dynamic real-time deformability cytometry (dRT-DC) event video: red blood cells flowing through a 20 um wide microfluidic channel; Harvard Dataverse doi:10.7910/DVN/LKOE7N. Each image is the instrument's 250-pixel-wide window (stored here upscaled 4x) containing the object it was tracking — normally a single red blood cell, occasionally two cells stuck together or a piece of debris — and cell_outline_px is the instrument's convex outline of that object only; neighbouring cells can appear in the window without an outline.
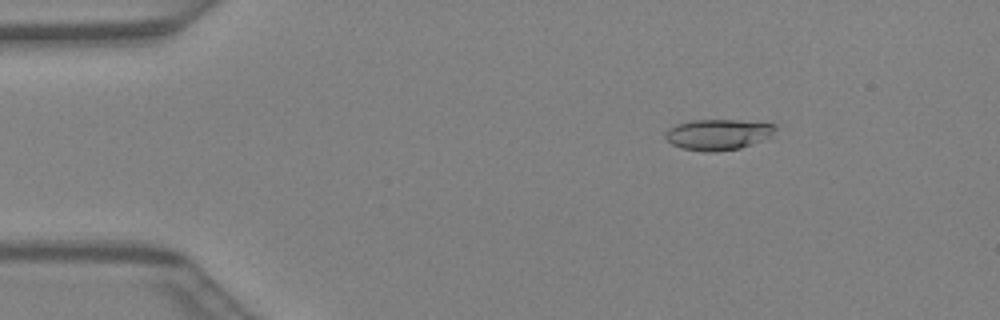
{"species": "Egyptian fruit bat (a non-hibernating species)", "species_latin": "Rousettus aegyptiacus", "temperature_condition": "warm", "stored_images_in_passage": 42, "camera_frame_rate_fps": 3000, "um_per_image_px": 0.085, "animal": {"sex": "female"}, "frame": {"image": 1, "passage_image": 7, "time_ms": 2.0, "image_size_px": [1000, 320], "cell_outline_px": [[776, 128], [772, 136], [752, 144], [740, 148], [716, 152], [704, 152], [680, 148], [672, 144], [664, 136], [664, 132], [668, 128], [676, 124], [692, 120], [736, 120], [776, 124]], "centroid_in_image_um": [61.01, 11.44], "position_along_channel_um": 24.0, "area_um2": 19.88}}
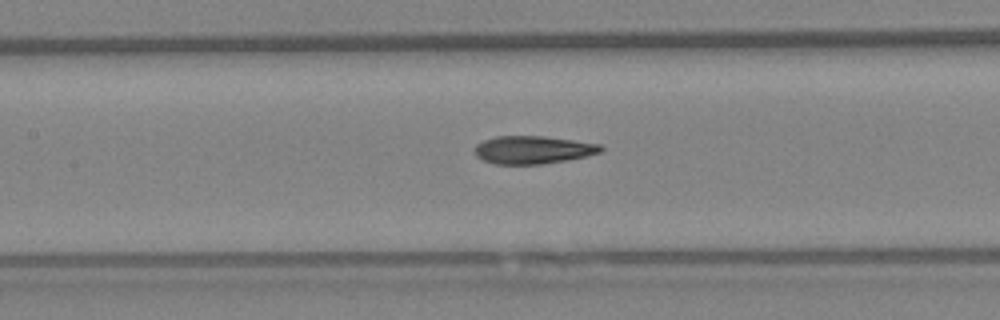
{"frame": {"image": 2, "passage_image": 20, "time_ms": 6.333, "image_size_px": [1000, 320], "cell_outline_px": [[604, 148], [600, 152], [568, 160], [540, 164], [496, 164], [484, 160], [476, 156], [476, 144], [484, 140], [496, 136], [544, 136], [600, 144]], "centroid_in_image_um": [45.3, 12.73], "position_along_channel_um": 162.1, "area_um2": 20.29}}
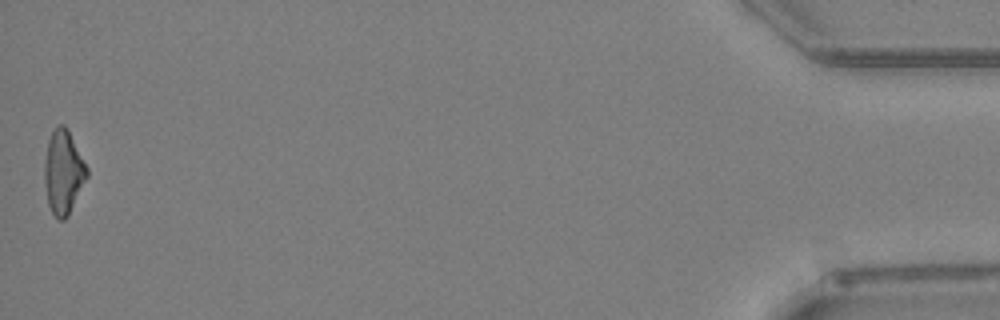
{"frame": {"image": 3, "passage_image": 42, "time_ms": 13.667, "image_size_px": [1000, 320], "cell_outline_px": [[88, 176], [68, 216], [64, 220], [56, 220], [48, 204], [44, 180], [44, 160], [48, 140], [52, 132], [60, 124], [64, 124], [68, 128], [88, 168]], "centroid_in_image_um": [5.38, 14.64], "position_along_channel_um": 429.8, "area_um2": 20.87}}